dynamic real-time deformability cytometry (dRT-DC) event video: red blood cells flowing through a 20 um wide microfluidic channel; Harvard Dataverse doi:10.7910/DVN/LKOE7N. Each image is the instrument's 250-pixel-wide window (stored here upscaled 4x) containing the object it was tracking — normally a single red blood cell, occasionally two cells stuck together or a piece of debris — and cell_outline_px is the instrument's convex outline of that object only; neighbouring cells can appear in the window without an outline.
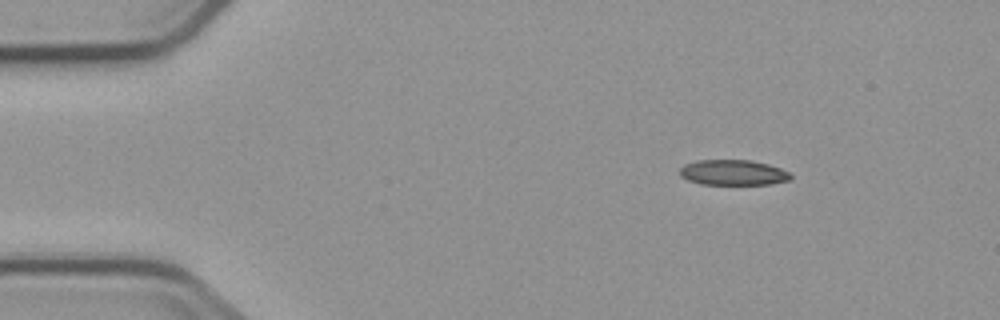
{"species": "common noctule bat (a hibernating species)", "species_latin": "Nyctalus noctula", "temperature_condition": "cold", "stored_images_in_passage": 5, "camera_frame_rate_fps": 3000, "um_per_image_px": 0.085, "animal": {"sex": "male", "body_mass_g": 23.1, "forearm_length_mm": 52.7}, "frame": {"image": 1, "passage_image": 1, "time_ms": 0.0, "image_size_px": [1000, 320], "cell_outline_px": [[792, 180], [768, 184], [700, 184], [688, 180], [680, 176], [680, 168], [684, 164], [696, 160], [752, 160], [768, 164], [780, 168], [788, 172], [792, 176]], "centroid_in_image_um": [62.31, 14.66], "position_along_channel_um": 22.7, "area_um2": 16.47}}
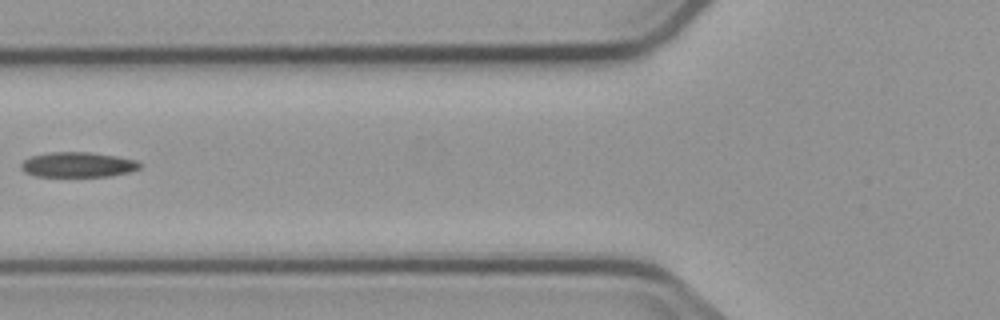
{"frame": {"image": 2, "passage_image": 4, "time_ms": 4.667, "image_size_px": [1000, 320], "cell_outline_px": [[140, 168], [128, 172], [108, 176], [36, 176], [24, 172], [20, 168], [20, 164], [24, 160], [32, 156], [52, 152], [88, 152], [116, 156], [136, 160], [140, 164]], "centroid_in_image_um": [6.59, 13.99], "position_along_channel_um": 119.2, "area_um2": 17.17}}
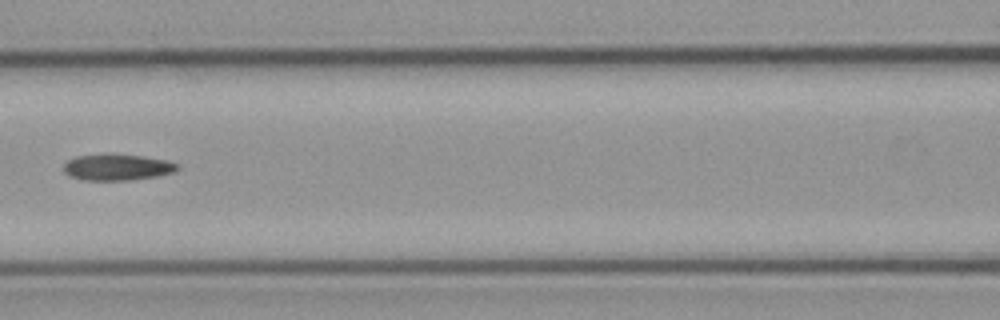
{"frame": {"image": 3, "passage_image": 5, "time_ms": 5.667, "image_size_px": [1000, 320], "cell_outline_px": [[180, 168], [176, 172], [156, 176], [128, 180], [84, 180], [72, 176], [64, 172], [64, 164], [68, 160], [76, 156], [112, 152], [144, 156], [168, 160], [180, 164]], "centroid_in_image_um": [10.02, 14.18], "position_along_channel_um": 156.6, "area_um2": 17.86}}